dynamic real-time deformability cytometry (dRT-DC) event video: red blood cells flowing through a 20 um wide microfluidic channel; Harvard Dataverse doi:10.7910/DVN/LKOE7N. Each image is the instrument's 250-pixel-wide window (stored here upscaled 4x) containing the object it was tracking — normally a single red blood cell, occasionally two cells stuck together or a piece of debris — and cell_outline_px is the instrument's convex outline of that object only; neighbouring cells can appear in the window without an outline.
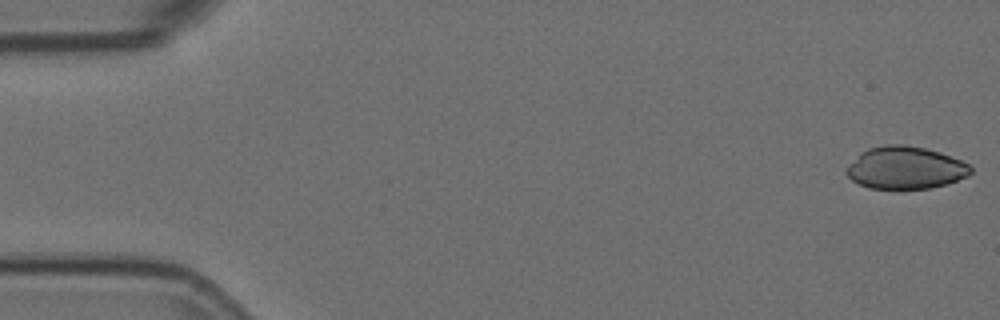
{"species": "Egyptian fruit bat (a non-hibernating species)", "species_latin": "Rousettus aegyptiacus", "temperature_condition": "room temperature", "stored_images_in_passage": 5, "camera_frame_rate_fps": 3000, "um_per_image_px": 0.085, "animal": {"sex": "female"}, "frame": {"image": 1, "passage_image": 1, "time_ms": 0.0, "image_size_px": [1000, 320], "cell_outline_px": [[972, 172], [968, 176], [948, 184], [928, 188], [868, 188], [852, 180], [844, 172], [848, 164], [860, 152], [868, 148], [884, 144], [904, 144], [924, 148], [940, 152], [960, 160], [968, 164], [972, 168]], "centroid_in_image_um": [76.94, 14.25], "position_along_channel_um": 8.1, "area_um2": 30.81}}